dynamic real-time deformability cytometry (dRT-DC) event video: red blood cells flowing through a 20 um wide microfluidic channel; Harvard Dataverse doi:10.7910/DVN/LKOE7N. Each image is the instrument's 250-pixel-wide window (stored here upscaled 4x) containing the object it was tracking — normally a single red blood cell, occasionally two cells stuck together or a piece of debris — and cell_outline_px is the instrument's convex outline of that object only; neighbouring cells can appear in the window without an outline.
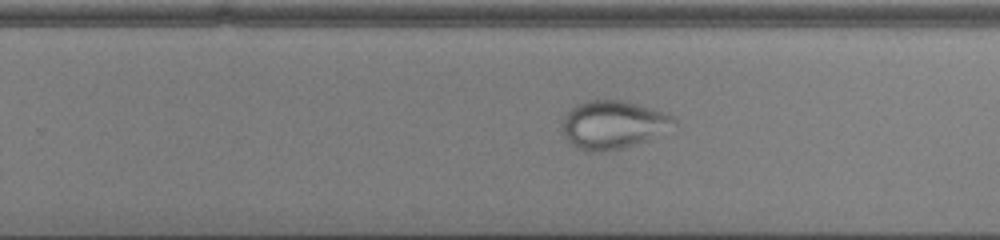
{"species": "common noctule bat (a hibernating species)", "species_latin": "Nyctalus noctula", "temperature_condition": "cold", "stored_images_in_passage": 35, "camera_frame_rate_fps": 3000, "um_per_image_px": 0.085, "animal": {"sex": "male", "body_mass_g": 13.0, "forearm_length_mm": 53.1}, "frame": {"image": 1, "passage_image": 17, "time_ms": 5.333, "image_size_px": [1000, 240], "cell_outline_px": [[676, 124], [648, 140], [636, 144], [604, 152], [584, 152], [576, 148], [564, 136], [564, 120], [568, 112], [576, 104], [588, 100], [624, 100], [668, 112], [676, 116]], "centroid_in_image_um": [52.15, 10.59], "position_along_channel_um": 277.7, "area_um2": 31.44}}